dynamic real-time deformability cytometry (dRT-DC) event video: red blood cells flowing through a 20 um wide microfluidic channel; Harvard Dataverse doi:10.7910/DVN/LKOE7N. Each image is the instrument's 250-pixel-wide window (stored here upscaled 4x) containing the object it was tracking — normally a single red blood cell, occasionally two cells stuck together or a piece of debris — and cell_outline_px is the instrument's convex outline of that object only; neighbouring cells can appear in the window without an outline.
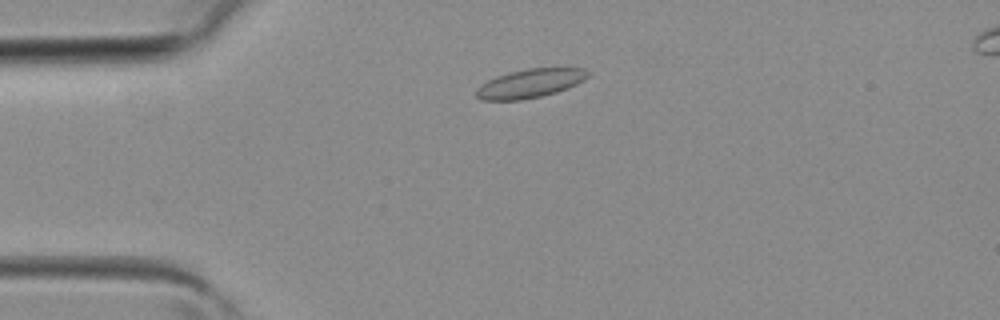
{"species": "common noctule bat (a hibernating species)", "species_latin": "Nyctalus noctula", "temperature_condition": "room temperature", "stored_images_in_passage": 2, "camera_frame_rate_fps": 3000, "um_per_image_px": 0.085, "animal": {"sex": "female", "body_mass_g": 19.3, "forearm_length_mm": 54.1}, "frame": {"image": 1, "passage_image": 1, "time_ms": 0.0, "image_size_px": [1000, 320], "cell_outline_px": [[592, 72], [584, 80], [568, 88], [556, 92], [540, 96], [520, 100], [480, 100], [476, 96], [476, 88], [480, 84], [496, 76], [508, 72], [528, 68], [584, 68]], "centroid_in_image_um": [45.05, 7.08], "position_along_channel_um": 39.9, "area_um2": 18.84}}